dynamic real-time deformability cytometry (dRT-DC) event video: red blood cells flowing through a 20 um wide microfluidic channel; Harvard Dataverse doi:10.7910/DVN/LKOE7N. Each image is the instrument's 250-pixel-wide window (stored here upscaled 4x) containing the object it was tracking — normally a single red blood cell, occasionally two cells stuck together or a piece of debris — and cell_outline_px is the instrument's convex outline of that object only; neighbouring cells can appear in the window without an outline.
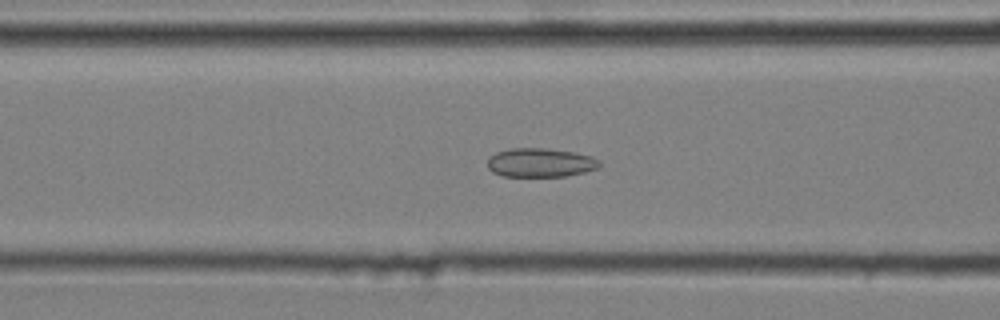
{"species": "common noctule bat (a hibernating species)", "species_latin": "Nyctalus noctula", "temperature_condition": "cold", "stored_images_in_passage": 35, "camera_frame_rate_fps": 3000, "um_per_image_px": 0.085, "animal": {"sex": "male", "body_mass_g": 20.4}, "frame": {"image": 1, "passage_image": 8, "time_ms": 2.333, "image_size_px": [1000, 320], "cell_outline_px": [[600, 164], [596, 168], [584, 172], [564, 176], [504, 176], [492, 172], [488, 168], [488, 156], [496, 152], [512, 148], [544, 148], [576, 152], [592, 156], [600, 160]], "centroid_in_image_um": [45.92, 13.81], "position_along_channel_um": 120.7, "area_um2": 18.9}}
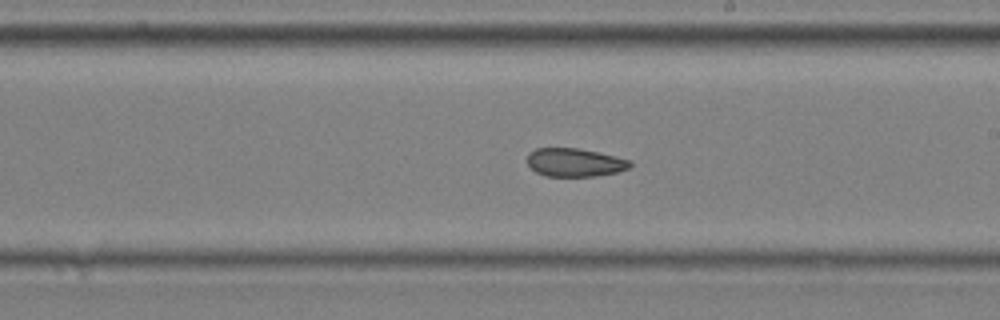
{"frame": {"image": 2, "passage_image": 18, "time_ms": 5.667, "image_size_px": [1000, 320], "cell_outline_px": [[632, 164], [628, 168], [616, 172], [596, 176], [544, 176], [536, 172], [528, 164], [528, 152], [536, 148], [576, 148], [596, 152], [632, 160]], "centroid_in_image_um": [48.84, 13.81], "position_along_channel_um": 240.2, "area_um2": 16.88}}
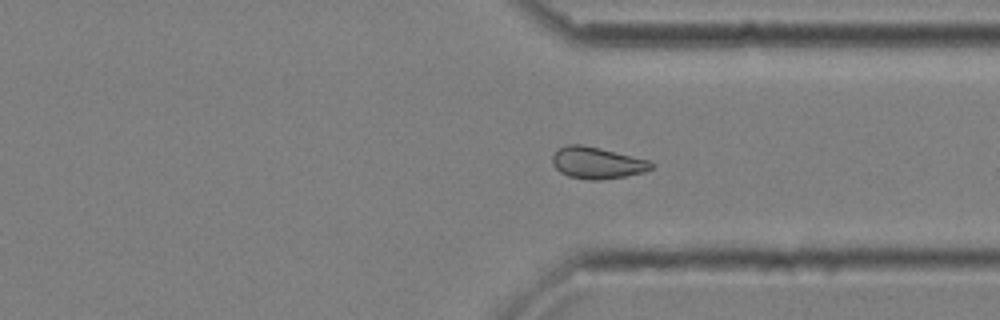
{"frame": {"image": 3, "passage_image": 28, "time_ms": 9.0, "image_size_px": [1000, 320], "cell_outline_px": [[656, 164], [652, 168], [644, 172], [624, 176], [600, 180], [588, 180], [568, 176], [560, 172], [552, 164], [552, 156], [560, 148], [568, 144], [580, 144], [600, 148], [648, 160]], "centroid_in_image_um": [50.75, 13.85], "position_along_channel_um": 360.7, "area_um2": 18.15}, "authors_computed_cell_mechanics": {"area_um2": 17.8024, "velocity_mm_per_s": 3.5958, "shape_relaxation_time_tau1_ms": null, "shape_relaxation_time_tau2_ms": 2.9819, "deformation_change_tau1": null, "deformation_change_tau2": 0.0858}}